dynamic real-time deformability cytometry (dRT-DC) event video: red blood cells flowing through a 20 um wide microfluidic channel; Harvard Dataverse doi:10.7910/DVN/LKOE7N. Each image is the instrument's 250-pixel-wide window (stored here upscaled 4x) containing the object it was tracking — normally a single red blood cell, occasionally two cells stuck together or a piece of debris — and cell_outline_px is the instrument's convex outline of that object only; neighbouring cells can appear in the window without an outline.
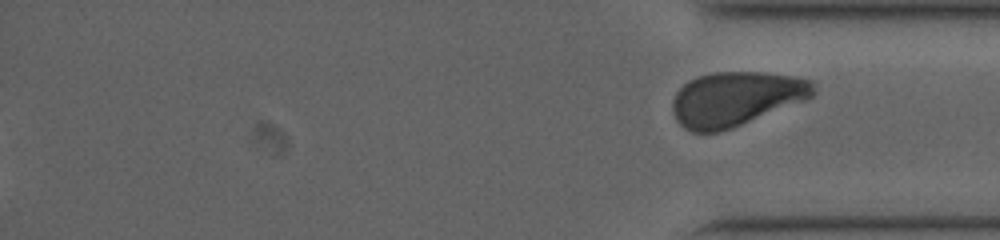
{"species": "human", "species_latin": "Homo sapiens", "temperature_condition": "cold", "stored_images_in_passage": 26, "segment_of_instrument_passage": [2, 2], "camera_frame_rate_fps": 3000, "um_per_image_px": 0.085, "donor": {"sex": "male"}, "frame": {"image": 1, "passage_image": 26, "time_ms": 13.0, "image_size_px": [1000, 240], "cell_outline_px": [[816, 92], [812, 96], [804, 100], [732, 128], [720, 132], [692, 132], [684, 128], [676, 120], [672, 108], [672, 100], [676, 92], [688, 80], [696, 76], [712, 72], [764, 72], [800, 76], [816, 80]], "centroid_in_image_um": [62.57, 8.37], "position_along_channel_um": 372.6, "area_um2": 45.03}}